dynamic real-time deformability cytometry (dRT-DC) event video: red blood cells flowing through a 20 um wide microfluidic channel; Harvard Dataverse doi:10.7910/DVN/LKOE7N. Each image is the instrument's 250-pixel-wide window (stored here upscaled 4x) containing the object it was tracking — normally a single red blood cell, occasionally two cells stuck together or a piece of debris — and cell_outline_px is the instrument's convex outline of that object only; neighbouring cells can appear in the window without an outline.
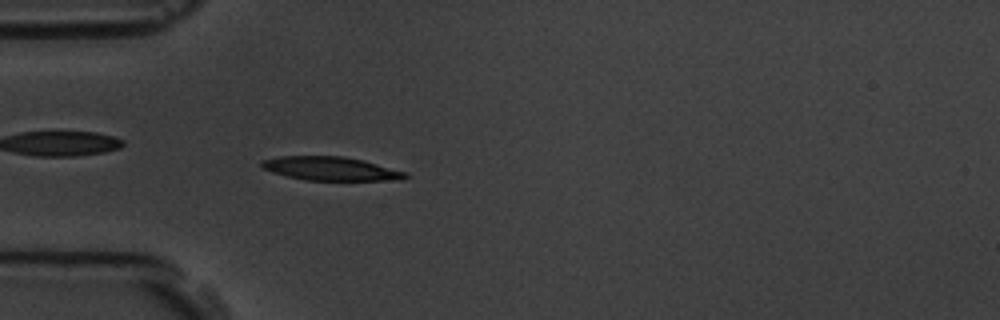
{"species": "common noctule bat (a hibernating species)", "species_latin": "Nyctalus noctula", "temperature_condition": "room temperature", "stored_images_in_passage": 6, "camera_frame_rate_fps": 3000, "um_per_image_px": 0.085, "animal": {"sex": "male", "body_mass_g": 19.5, "forearm_length_mm": 54.6}, "frame": {"image": 1, "passage_image": 6, "time_ms": 5.667, "image_size_px": [1000, 320], "cell_outline_px": [[408, 176], [400, 180], [304, 180], [272, 172], [260, 168], [260, 160], [280, 156], [344, 156], [364, 160], [408, 172]], "centroid_in_image_um": [28.1, 14.33], "position_along_channel_um": 56.9, "area_um2": 20.0}}